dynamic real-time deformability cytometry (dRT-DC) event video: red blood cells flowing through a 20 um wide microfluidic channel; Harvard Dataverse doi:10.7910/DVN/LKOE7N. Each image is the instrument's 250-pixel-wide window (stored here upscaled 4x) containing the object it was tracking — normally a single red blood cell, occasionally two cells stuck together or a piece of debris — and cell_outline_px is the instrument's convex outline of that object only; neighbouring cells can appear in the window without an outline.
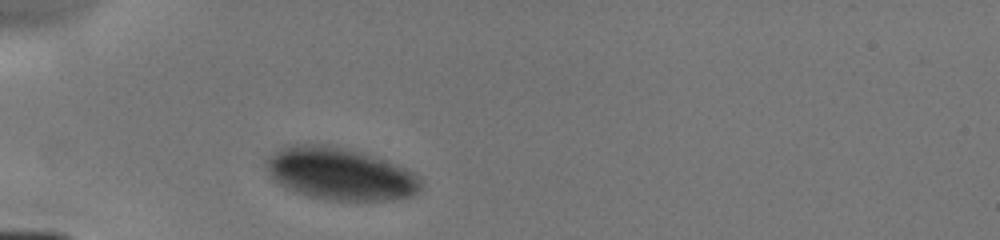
{"species": "human", "species_latin": "Homo sapiens", "temperature_condition": "cold", "stored_images_in_passage": 1, "camera_frame_rate_fps": 3000, "um_per_image_px": 0.085, "donor": {"sex": "male"}, "frame": {"image": 1, "passage_image": 1, "time_ms": 0.0, "image_size_px": [1000, 240], "cell_outline_px": [[420, 188], [412, 196], [392, 200], [324, 200], [308, 196], [284, 188], [272, 180], [268, 176], [264, 164], [264, 160], [276, 152], [284, 148], [296, 144], [328, 144], [364, 152], [404, 168], [420, 176]], "centroid_in_image_um": [28.86, 14.78], "position_along_channel_um": 56.1, "area_um2": 47.4}}